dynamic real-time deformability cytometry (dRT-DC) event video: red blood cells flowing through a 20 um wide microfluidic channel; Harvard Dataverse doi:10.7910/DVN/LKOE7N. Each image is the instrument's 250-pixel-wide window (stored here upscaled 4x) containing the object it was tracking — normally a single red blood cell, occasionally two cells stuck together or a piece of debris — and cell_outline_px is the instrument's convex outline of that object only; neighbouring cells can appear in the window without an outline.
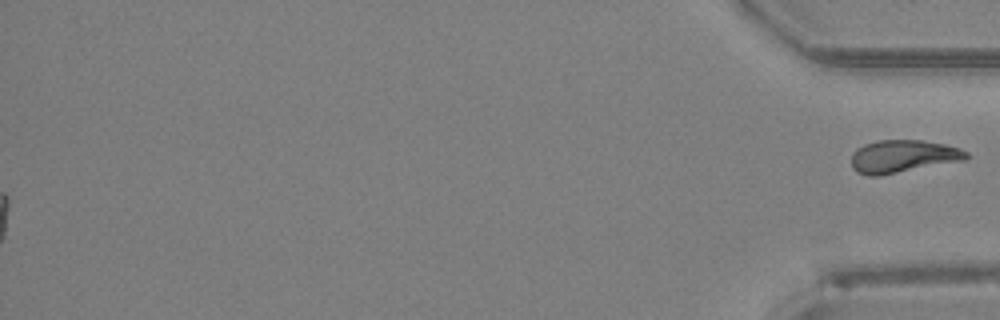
{"species": "Egyptian fruit bat (a non-hibernating species)", "species_latin": "Rousettus aegyptiacus", "temperature_condition": "room temperature", "stored_images_in_passage": 41, "segment_of_instrument_passage": [2, 2], "camera_frame_rate_fps": 3000, "um_per_image_px": 0.085, "animal": {"sex": "female"}, "frame": {"image": 1, "passage_image": 41, "time_ms": 13.333, "image_size_px": [1000, 320], "cell_outline_px": [[968, 160], [880, 176], [868, 176], [856, 172], [852, 168], [852, 152], [856, 148], [864, 144], [876, 140], [920, 140], [944, 144], [960, 148], [968, 152]], "centroid_in_image_um": [76.75, 13.3], "position_along_channel_um": 358.4, "area_um2": 22.31}}